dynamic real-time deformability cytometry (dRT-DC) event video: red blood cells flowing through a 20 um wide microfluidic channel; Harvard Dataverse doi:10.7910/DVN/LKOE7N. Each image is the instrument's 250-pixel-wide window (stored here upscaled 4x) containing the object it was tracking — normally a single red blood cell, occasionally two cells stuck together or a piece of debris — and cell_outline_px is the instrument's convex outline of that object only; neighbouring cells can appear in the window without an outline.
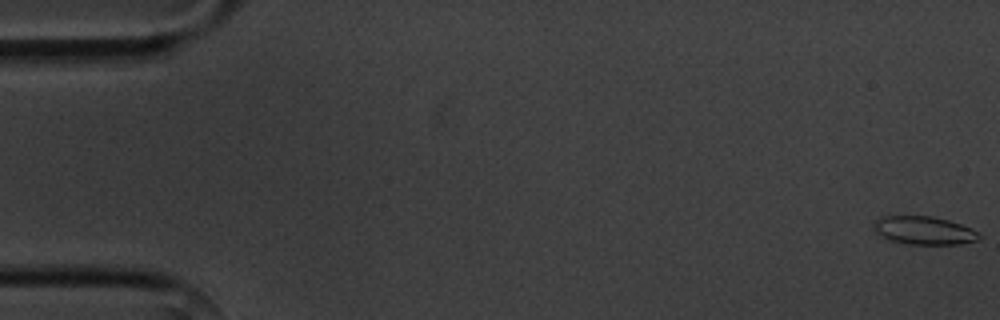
{"species": "common noctule bat (a hibernating species)", "species_latin": "Nyctalus noctula", "temperature_condition": "cold", "stored_images_in_passage": 11, "camera_frame_rate_fps": 3000, "um_per_image_px": 0.085, "animal": {"sex": "male", "body_mass_g": 20.1, "forearm_length_mm": 53.5}, "frame": {"image": 1, "passage_image": 1, "time_ms": 0.0, "image_size_px": [1000, 320], "cell_outline_px": [[980, 236], [976, 240], [960, 244], [908, 244], [888, 240], [880, 236], [872, 228], [876, 220], [884, 216], [932, 216], [948, 220], [972, 228], [980, 232]], "centroid_in_image_um": [78.53, 19.59], "position_along_channel_um": 6.5, "area_um2": 17.34}}
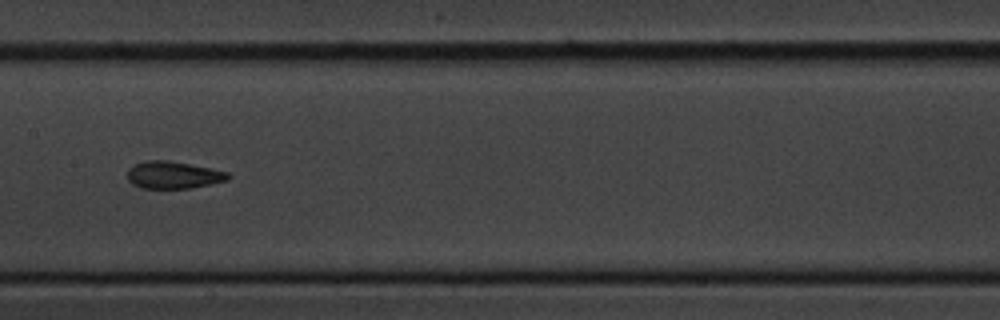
{"frame": {"image": 2, "passage_image": 8, "time_ms": 9.0, "image_size_px": [1000, 320], "cell_outline_px": [[232, 176], [228, 180], [212, 184], [192, 188], [140, 188], [132, 184], [128, 180], [128, 168], [136, 164], [148, 160], [168, 160], [228, 172]], "centroid_in_image_um": [14.74, 14.88], "position_along_channel_um": 192.7, "area_um2": 15.95}}
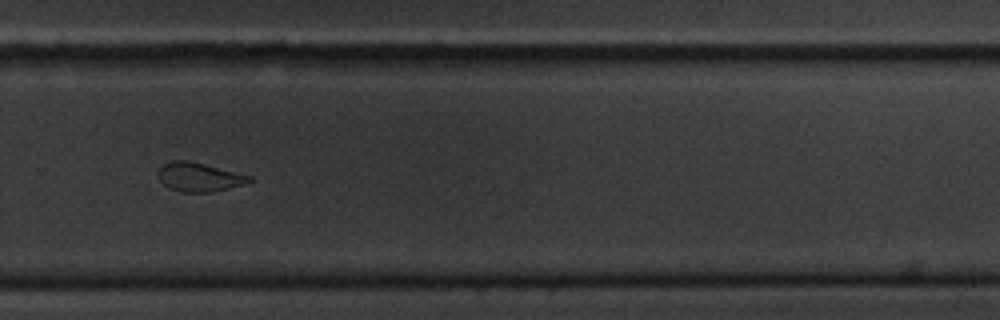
{"frame": {"image": 3, "passage_image": 11, "time_ms": 12.333, "image_size_px": [1000, 320], "cell_outline_px": [[252, 180], [244, 184], [212, 192], [184, 192], [168, 188], [160, 180], [156, 172], [164, 164], [172, 160], [188, 160], [252, 176]], "centroid_in_image_um": [16.9, 15.05], "position_along_channel_um": 312.9, "area_um2": 15.26}}